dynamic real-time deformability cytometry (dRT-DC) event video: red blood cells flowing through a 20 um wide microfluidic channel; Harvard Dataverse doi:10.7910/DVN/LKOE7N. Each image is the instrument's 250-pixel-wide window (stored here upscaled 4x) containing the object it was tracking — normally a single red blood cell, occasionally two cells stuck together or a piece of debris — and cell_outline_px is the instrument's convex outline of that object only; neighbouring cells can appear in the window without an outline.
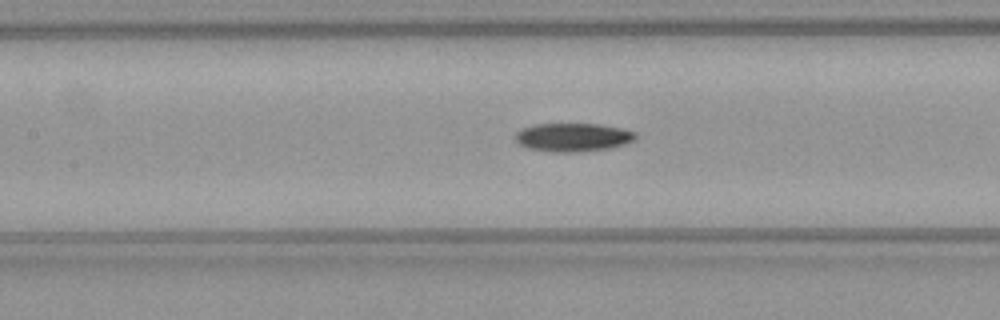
{"species": "common noctule bat (a hibernating species)", "species_latin": "Nyctalus noctula", "temperature_condition": "warm", "stored_images_in_passage": 35, "camera_frame_rate_fps": 3000, "um_per_image_px": 0.085, "animal": {"sex": "female", "body_mass_g": 21.9}, "frame": {"image": 1, "passage_image": 16, "time_ms": 5.0, "image_size_px": [1000, 320], "cell_outline_px": [[636, 136], [632, 140], [624, 144], [608, 148], [580, 152], [552, 152], [528, 148], [520, 144], [516, 140], [516, 132], [520, 128], [532, 124], [600, 124], [624, 128], [636, 132]], "centroid_in_image_um": [48.68, 11.66], "position_along_channel_um": 158.7, "area_um2": 20.0}}